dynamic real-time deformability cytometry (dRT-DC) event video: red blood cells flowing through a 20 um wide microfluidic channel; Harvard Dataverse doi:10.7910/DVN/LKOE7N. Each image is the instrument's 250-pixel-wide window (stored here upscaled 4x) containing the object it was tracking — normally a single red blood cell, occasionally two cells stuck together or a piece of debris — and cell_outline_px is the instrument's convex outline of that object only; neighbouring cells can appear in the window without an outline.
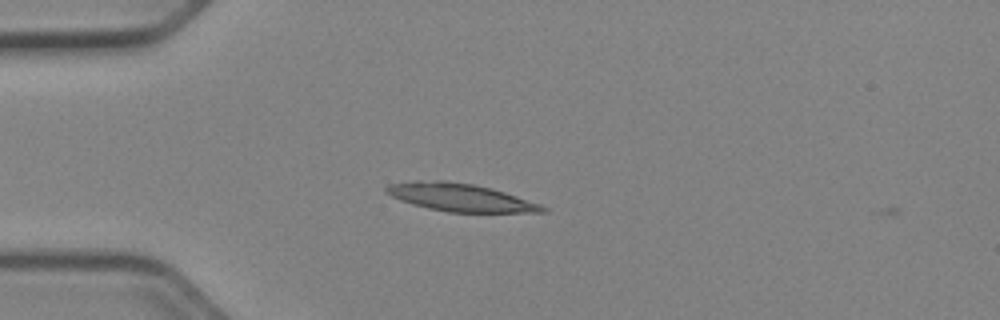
{"species": "Egyptian fruit bat (a non-hibernating species)", "species_latin": "Rousettus aegyptiacus", "temperature_condition": "cold", "stored_images_in_passage": 2, "camera_frame_rate_fps": 3000, "um_per_image_px": 0.085, "animal": {"sex": "female"}, "frame": {"image": 1, "passage_image": 1, "time_ms": 0.0, "image_size_px": [1000, 320], "cell_outline_px": [[548, 212], [448, 212], [428, 208], [412, 204], [400, 200], [384, 192], [384, 188], [388, 184], [412, 180], [444, 180], [472, 184], [492, 188], [540, 204], [548, 208]], "centroid_in_image_um": [39.07, 16.77], "position_along_channel_um": 45.9, "area_um2": 25.37}}